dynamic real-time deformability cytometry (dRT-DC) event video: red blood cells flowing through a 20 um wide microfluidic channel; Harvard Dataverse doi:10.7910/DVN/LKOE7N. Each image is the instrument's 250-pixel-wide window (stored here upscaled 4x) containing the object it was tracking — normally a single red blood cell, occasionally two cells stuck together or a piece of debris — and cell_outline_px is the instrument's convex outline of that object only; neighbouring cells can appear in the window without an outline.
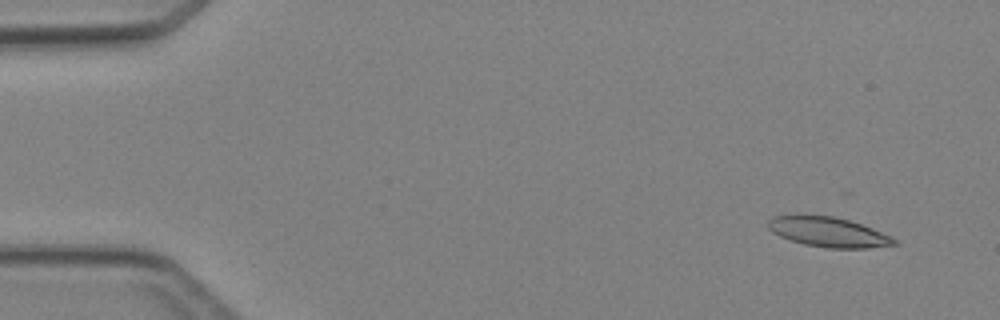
{"species": "Egyptian fruit bat (a non-hibernating species)", "species_latin": "Rousettus aegyptiacus", "temperature_condition": "cold", "stored_images_in_passage": 2, "camera_frame_rate_fps": 3000, "um_per_image_px": 0.085, "animal": {"sex": "female"}, "frame": {"image": 1, "passage_image": 2, "time_ms": 2.0, "image_size_px": [1000, 320], "cell_outline_px": [[896, 244], [868, 248], [828, 248], [804, 244], [780, 236], [772, 232], [768, 228], [768, 220], [772, 216], [832, 216], [848, 220], [872, 228], [892, 236], [896, 240]], "centroid_in_image_um": [70.42, 19.73], "position_along_channel_um": 14.6, "area_um2": 21.5}}